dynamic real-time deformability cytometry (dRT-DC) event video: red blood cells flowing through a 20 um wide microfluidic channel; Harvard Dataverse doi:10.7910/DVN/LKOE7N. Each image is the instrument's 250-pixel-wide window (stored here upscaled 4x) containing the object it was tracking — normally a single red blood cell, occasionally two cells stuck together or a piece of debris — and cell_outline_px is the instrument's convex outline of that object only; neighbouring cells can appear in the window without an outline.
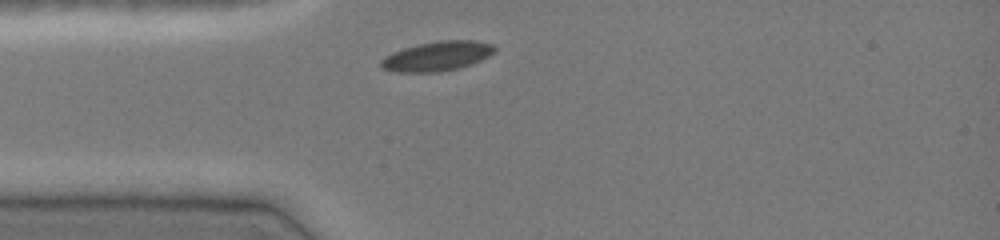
{"species": "common noctule bat (a hibernating species)", "species_latin": "Nyctalus noctula", "temperature_condition": "cold", "stored_images_in_passage": 29, "camera_frame_rate_fps": 3000, "um_per_image_px": 0.085, "animal": {"sex": "female", "body_mass_g": 19.0, "forearm_length_mm": 51.5}, "frame": {"image": 1, "passage_image": 1, "time_ms": 0.0, "image_size_px": [1000, 240], "cell_outline_px": [[496, 48], [488, 56], [472, 64], [440, 72], [396, 72], [380, 68], [380, 60], [384, 56], [392, 52], [404, 48], [420, 44], [440, 40], [476, 40], [492, 44]], "centroid_in_image_um": [37.12, 4.77], "position_along_channel_um": 47.9, "area_um2": 19.54}}
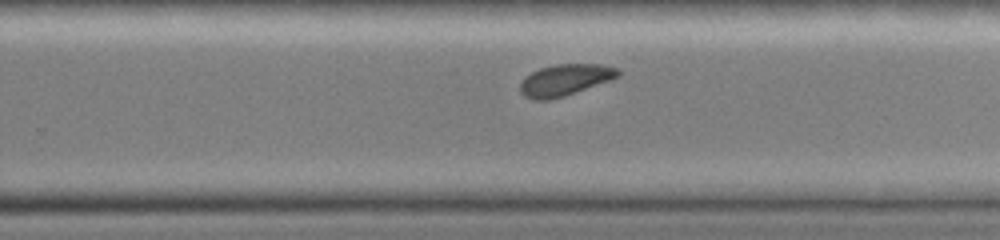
{"frame": {"image": 2, "passage_image": 19, "time_ms": 6.0, "image_size_px": [1000, 240], "cell_outline_px": [[620, 76], [564, 96], [548, 100], [532, 100], [524, 96], [520, 92], [520, 84], [524, 76], [540, 68], [556, 64], [604, 64], [620, 68]], "centroid_in_image_um": [48.01, 6.79], "position_along_channel_um": 281.8, "area_um2": 17.98}}
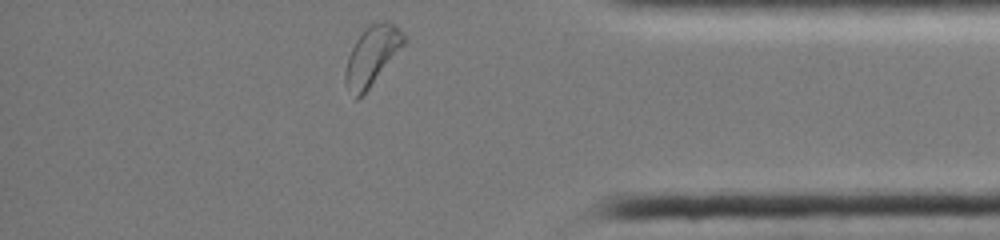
{"frame": {"image": 3, "passage_image": 29, "time_ms": 9.333, "image_size_px": [1000, 240], "cell_outline_px": [[404, 44], [368, 88], [356, 100], [344, 84], [344, 72], [348, 56], [356, 40], [372, 24], [384, 20], [388, 20], [396, 24], [404, 36]], "centroid_in_image_um": [31.59, 4.73], "position_along_channel_um": 403.6, "area_um2": 19.48}, "authors_computed_cell_mechanics": {"area_um2": 19.0162, "velocity_mm_per_s": 4.0115, "shape_relaxation_time_tau1_ms": null, "shape_relaxation_time_tau2_ms": 4.6498, "deformation_change_tau1": null, "deformation_change_tau2": 0.0779}}